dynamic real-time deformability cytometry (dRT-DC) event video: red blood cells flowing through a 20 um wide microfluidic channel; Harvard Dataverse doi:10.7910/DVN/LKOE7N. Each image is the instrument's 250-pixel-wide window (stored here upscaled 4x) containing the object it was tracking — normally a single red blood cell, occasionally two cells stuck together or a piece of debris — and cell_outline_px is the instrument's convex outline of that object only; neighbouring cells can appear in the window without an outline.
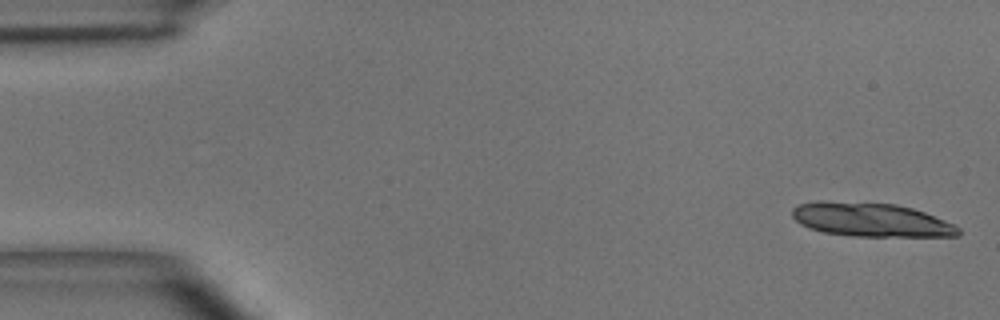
{"species": "common noctule bat (a hibernating species)", "species_latin": "Nyctalus noctula", "temperature_condition": "room temperature", "stored_images_in_passage": 17, "camera_frame_rate_fps": 3000, "um_per_image_px": 0.085, "animal": {"sex": "male", "body_mass_g": 15.6}, "frame": {"image": 1, "passage_image": 1, "time_ms": 0.0, "image_size_px": [1000, 320], "cell_outline_px": [[960, 236], [852, 236], [824, 232], [808, 228], [800, 224], [792, 216], [792, 208], [800, 204], [820, 200], [824, 200], [896, 204], [912, 208], [924, 212], [944, 220], [960, 228]], "centroid_in_image_um": [74.0, 18.67], "position_along_channel_um": 11.0, "area_um2": 32.77}}
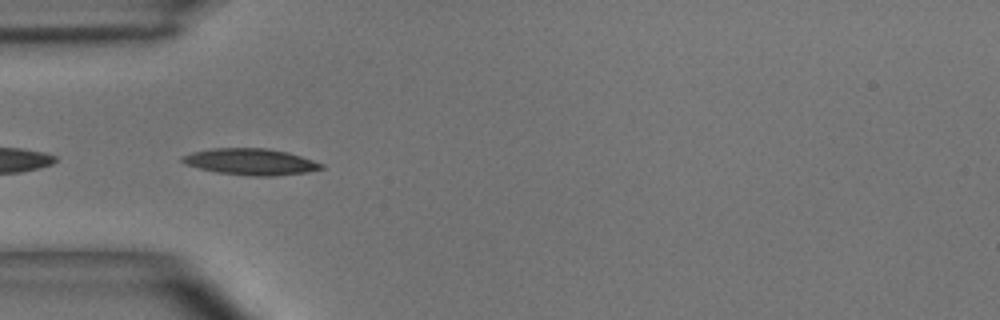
{"frame": {"image": 2, "passage_image": 15, "time_ms": 4.667, "image_size_px": [1000, 320], "cell_outline_px": [[324, 168], [308, 172], [276, 176], [252, 176], [216, 172], [184, 164], [180, 160], [180, 156], [192, 152], [212, 148], [268, 148], [288, 152], [324, 164]], "centroid_in_image_um": [21.29, 13.75], "position_along_channel_um": 63.7, "area_um2": 21.5}}